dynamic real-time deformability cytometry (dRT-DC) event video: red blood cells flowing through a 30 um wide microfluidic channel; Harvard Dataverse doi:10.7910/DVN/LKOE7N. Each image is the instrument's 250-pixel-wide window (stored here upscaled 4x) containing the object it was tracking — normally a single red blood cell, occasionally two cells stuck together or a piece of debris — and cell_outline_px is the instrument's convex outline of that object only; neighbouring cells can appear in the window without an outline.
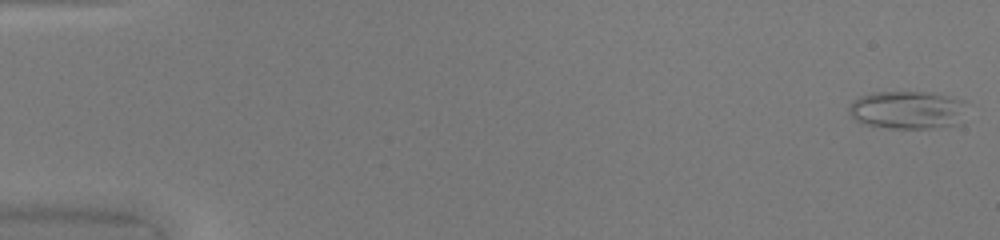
{"species": "common noctule bat (a hibernating species)", "species_latin": "Nyctalus noctula", "temperature_condition": "warm", "stored_images_in_passage": 49, "camera_frame_rate_fps": 3000, "um_per_image_px": 0.085, "animal": {"sex": "female", "body_mass_g": 20.0, "forearm_length_mm": 54.0}, "frame": {"image": 1, "passage_image": 1, "time_ms": 0.0, "image_size_px": [1000, 240], "cell_outline_px": [[964, 104], [956, 124], [936, 128], [888, 128], [864, 124], [856, 120], [848, 112], [848, 108], [852, 100], [860, 96], [872, 92], [932, 92], [964, 100]], "centroid_in_image_um": [77.04, 9.33], "position_along_channel_um": 8.0, "area_um2": 25.89}}
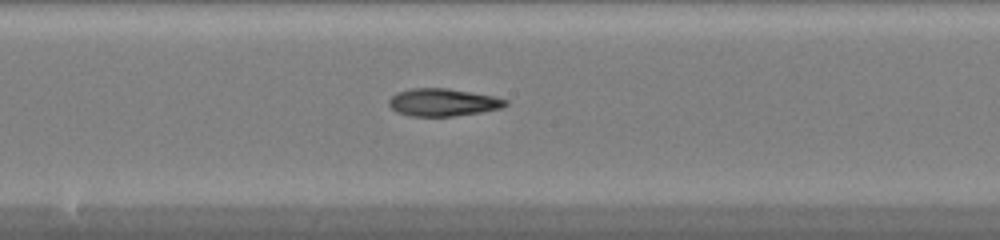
{"frame": {"image": 2, "passage_image": 27, "time_ms": 8.667, "image_size_px": [1000, 240], "cell_outline_px": [[508, 104], [500, 108], [480, 112], [452, 116], [412, 116], [396, 112], [388, 104], [388, 100], [396, 92], [412, 88], [448, 88], [492, 96], [508, 100]], "centroid_in_image_um": [37.61, 8.69], "position_along_channel_um": 210.6, "area_um2": 18.61}}
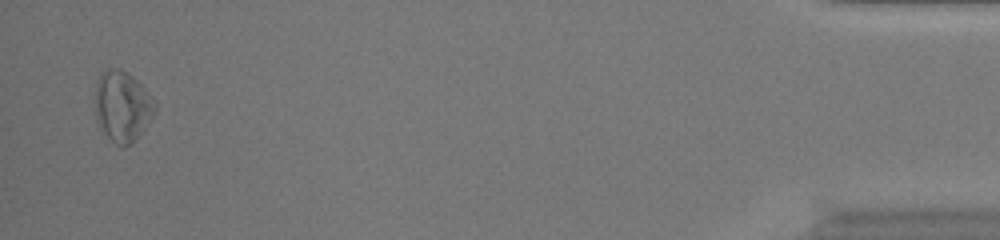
{"frame": {"image": 3, "passage_image": 48, "time_ms": 15.667, "image_size_px": [1000, 240], "cell_outline_px": [[156, 112], [140, 136], [132, 144], [124, 148], [116, 144], [100, 128], [96, 120], [96, 84], [100, 72], [112, 68], [120, 68], [132, 76], [144, 88], [156, 104]], "centroid_in_image_um": [10.41, 9.06], "position_along_channel_um": 424.8, "area_um2": 24.68}, "authors_computed_cell_mechanics": {"area_um2": 20.6346, "velocity_mm_per_s": 4.2319, "shape_relaxation_time_tau1_ms": null, "shape_relaxation_time_tau2_ms": 7.4184, "deformation_change_tau1": null, "deformation_change_tau2": 0.2275}}